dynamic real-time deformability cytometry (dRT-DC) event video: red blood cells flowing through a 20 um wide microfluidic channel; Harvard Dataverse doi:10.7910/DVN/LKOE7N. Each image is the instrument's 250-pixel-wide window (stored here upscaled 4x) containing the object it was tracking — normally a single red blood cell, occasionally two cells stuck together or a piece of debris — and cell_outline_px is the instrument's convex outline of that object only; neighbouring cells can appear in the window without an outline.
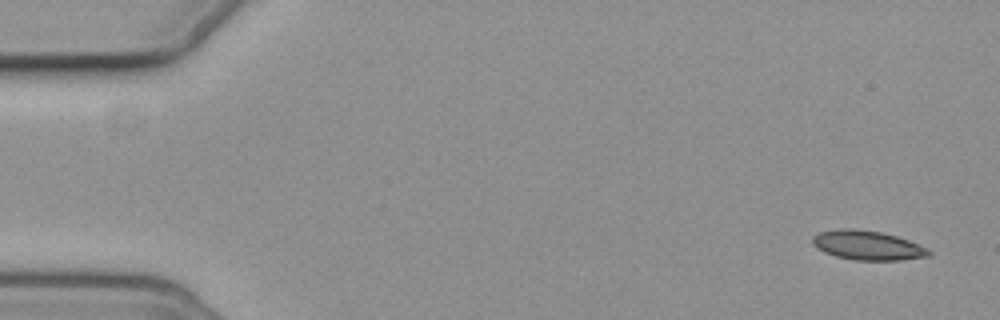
{"species": "common noctule bat (a hibernating species)", "species_latin": "Nyctalus noctula", "temperature_condition": "cold", "stored_images_in_passage": 4, "camera_frame_rate_fps": 3000, "um_per_image_px": 0.085, "animal": {"sex": "female", "body_mass_g": 19.3, "forearm_length_mm": 54.1}, "frame": {"image": 1, "passage_image": 1, "time_ms": 0.0, "image_size_px": [1000, 320], "cell_outline_px": [[932, 256], [900, 260], [852, 260], [836, 256], [824, 252], [816, 248], [812, 244], [812, 236], [820, 232], [844, 228], [848, 228], [880, 232], [896, 236], [908, 240], [928, 248], [932, 252]], "centroid_in_image_um": [73.75, 20.86], "position_along_channel_um": 11.3, "area_um2": 19.88}}
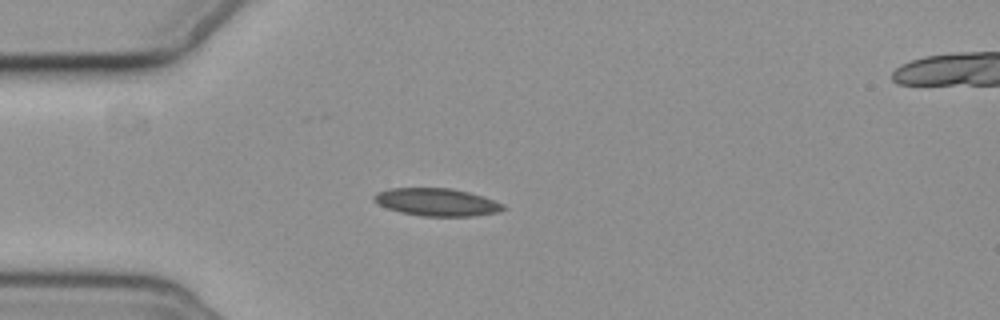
{"frame": {"image": 2, "passage_image": 4, "time_ms": 4.333, "image_size_px": [1000, 320], "cell_outline_px": [[508, 208], [500, 212], [472, 216], [420, 216], [400, 212], [388, 208], [372, 200], [372, 196], [376, 192], [392, 188], [452, 188], [468, 192], [504, 204]], "centroid_in_image_um": [37.12, 17.18], "position_along_channel_um": 47.9, "area_um2": 20.81}}